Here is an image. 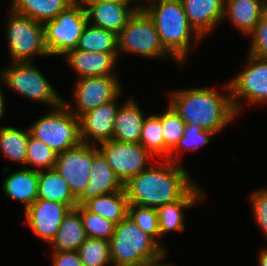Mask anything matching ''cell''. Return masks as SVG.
Segmentation results:
<instances>
[{
    "mask_svg": "<svg viewBox=\"0 0 267 266\" xmlns=\"http://www.w3.org/2000/svg\"><path fill=\"white\" fill-rule=\"evenodd\" d=\"M183 164L153 163L123 184L128 204L158 208L182 199L195 185Z\"/></svg>",
    "mask_w": 267,
    "mask_h": 266,
    "instance_id": "obj_1",
    "label": "cell"
},
{
    "mask_svg": "<svg viewBox=\"0 0 267 266\" xmlns=\"http://www.w3.org/2000/svg\"><path fill=\"white\" fill-rule=\"evenodd\" d=\"M167 95L168 104L185 124L197 125L215 134L223 131L238 118L232 105L228 82L223 84L222 91L214 86H197L169 91Z\"/></svg>",
    "mask_w": 267,
    "mask_h": 266,
    "instance_id": "obj_2",
    "label": "cell"
},
{
    "mask_svg": "<svg viewBox=\"0 0 267 266\" xmlns=\"http://www.w3.org/2000/svg\"><path fill=\"white\" fill-rule=\"evenodd\" d=\"M142 9L152 19L164 48L184 66L193 43L197 46L202 38L190 26L182 1L152 0Z\"/></svg>",
    "mask_w": 267,
    "mask_h": 266,
    "instance_id": "obj_3",
    "label": "cell"
},
{
    "mask_svg": "<svg viewBox=\"0 0 267 266\" xmlns=\"http://www.w3.org/2000/svg\"><path fill=\"white\" fill-rule=\"evenodd\" d=\"M109 244L113 266H143L167 254V251L128 215L115 225Z\"/></svg>",
    "mask_w": 267,
    "mask_h": 266,
    "instance_id": "obj_4",
    "label": "cell"
},
{
    "mask_svg": "<svg viewBox=\"0 0 267 266\" xmlns=\"http://www.w3.org/2000/svg\"><path fill=\"white\" fill-rule=\"evenodd\" d=\"M0 82L27 100L55 108L64 102V97L51 85L34 62H10L0 69Z\"/></svg>",
    "mask_w": 267,
    "mask_h": 266,
    "instance_id": "obj_5",
    "label": "cell"
},
{
    "mask_svg": "<svg viewBox=\"0 0 267 266\" xmlns=\"http://www.w3.org/2000/svg\"><path fill=\"white\" fill-rule=\"evenodd\" d=\"M118 56L126 53L148 59H174L175 63L183 66L164 48L152 19L142 9H138L129 18L126 26L117 35Z\"/></svg>",
    "mask_w": 267,
    "mask_h": 266,
    "instance_id": "obj_6",
    "label": "cell"
},
{
    "mask_svg": "<svg viewBox=\"0 0 267 266\" xmlns=\"http://www.w3.org/2000/svg\"><path fill=\"white\" fill-rule=\"evenodd\" d=\"M5 22L10 62H35L36 57H50L45 46L44 25L8 9Z\"/></svg>",
    "mask_w": 267,
    "mask_h": 266,
    "instance_id": "obj_7",
    "label": "cell"
},
{
    "mask_svg": "<svg viewBox=\"0 0 267 266\" xmlns=\"http://www.w3.org/2000/svg\"><path fill=\"white\" fill-rule=\"evenodd\" d=\"M44 115L30 124L33 137L44 142L57 154L81 143L79 118L64 104L48 109Z\"/></svg>",
    "mask_w": 267,
    "mask_h": 266,
    "instance_id": "obj_8",
    "label": "cell"
},
{
    "mask_svg": "<svg viewBox=\"0 0 267 266\" xmlns=\"http://www.w3.org/2000/svg\"><path fill=\"white\" fill-rule=\"evenodd\" d=\"M246 54L244 69L228 80L232 105L238 116L245 106L267 103V60Z\"/></svg>",
    "mask_w": 267,
    "mask_h": 266,
    "instance_id": "obj_9",
    "label": "cell"
},
{
    "mask_svg": "<svg viewBox=\"0 0 267 266\" xmlns=\"http://www.w3.org/2000/svg\"><path fill=\"white\" fill-rule=\"evenodd\" d=\"M88 23L85 8L75 1L55 19L44 25L45 46L50 56H63L76 49L79 39Z\"/></svg>",
    "mask_w": 267,
    "mask_h": 266,
    "instance_id": "obj_10",
    "label": "cell"
},
{
    "mask_svg": "<svg viewBox=\"0 0 267 266\" xmlns=\"http://www.w3.org/2000/svg\"><path fill=\"white\" fill-rule=\"evenodd\" d=\"M73 85V103L64 99V104L77 118L114 100L123 89L119 75L83 77Z\"/></svg>",
    "mask_w": 267,
    "mask_h": 266,
    "instance_id": "obj_11",
    "label": "cell"
},
{
    "mask_svg": "<svg viewBox=\"0 0 267 266\" xmlns=\"http://www.w3.org/2000/svg\"><path fill=\"white\" fill-rule=\"evenodd\" d=\"M97 148L123 184L152 164L153 155L140 143H122L111 139L100 143Z\"/></svg>",
    "mask_w": 267,
    "mask_h": 266,
    "instance_id": "obj_12",
    "label": "cell"
},
{
    "mask_svg": "<svg viewBox=\"0 0 267 266\" xmlns=\"http://www.w3.org/2000/svg\"><path fill=\"white\" fill-rule=\"evenodd\" d=\"M93 159V145L80 143L57 154L55 169L65 179L77 198L89 183Z\"/></svg>",
    "mask_w": 267,
    "mask_h": 266,
    "instance_id": "obj_13",
    "label": "cell"
},
{
    "mask_svg": "<svg viewBox=\"0 0 267 266\" xmlns=\"http://www.w3.org/2000/svg\"><path fill=\"white\" fill-rule=\"evenodd\" d=\"M71 209L66 204L37 199L24 211V221L36 237L49 245Z\"/></svg>",
    "mask_w": 267,
    "mask_h": 266,
    "instance_id": "obj_14",
    "label": "cell"
},
{
    "mask_svg": "<svg viewBox=\"0 0 267 266\" xmlns=\"http://www.w3.org/2000/svg\"><path fill=\"white\" fill-rule=\"evenodd\" d=\"M112 101L92 109L79 117L80 139L82 143L99 145L113 137L114 121L118 111L120 96Z\"/></svg>",
    "mask_w": 267,
    "mask_h": 266,
    "instance_id": "obj_15",
    "label": "cell"
},
{
    "mask_svg": "<svg viewBox=\"0 0 267 266\" xmlns=\"http://www.w3.org/2000/svg\"><path fill=\"white\" fill-rule=\"evenodd\" d=\"M62 57L75 71L76 79L92 76L118 75L116 71L118 53L87 52L80 49L67 51Z\"/></svg>",
    "mask_w": 267,
    "mask_h": 266,
    "instance_id": "obj_16",
    "label": "cell"
},
{
    "mask_svg": "<svg viewBox=\"0 0 267 266\" xmlns=\"http://www.w3.org/2000/svg\"><path fill=\"white\" fill-rule=\"evenodd\" d=\"M123 189V183L115 175L104 155L93 145V159L89 183L77 197V206L99 195L118 192Z\"/></svg>",
    "mask_w": 267,
    "mask_h": 266,
    "instance_id": "obj_17",
    "label": "cell"
},
{
    "mask_svg": "<svg viewBox=\"0 0 267 266\" xmlns=\"http://www.w3.org/2000/svg\"><path fill=\"white\" fill-rule=\"evenodd\" d=\"M190 26L202 38L223 22L225 0H181ZM218 25V26H217Z\"/></svg>",
    "mask_w": 267,
    "mask_h": 266,
    "instance_id": "obj_18",
    "label": "cell"
},
{
    "mask_svg": "<svg viewBox=\"0 0 267 266\" xmlns=\"http://www.w3.org/2000/svg\"><path fill=\"white\" fill-rule=\"evenodd\" d=\"M140 8L134 3L103 1L90 4L85 10L91 25L107 29L118 35L126 26L129 18Z\"/></svg>",
    "mask_w": 267,
    "mask_h": 266,
    "instance_id": "obj_19",
    "label": "cell"
},
{
    "mask_svg": "<svg viewBox=\"0 0 267 266\" xmlns=\"http://www.w3.org/2000/svg\"><path fill=\"white\" fill-rule=\"evenodd\" d=\"M205 191L198 183L180 200L157 208L160 238L169 232H184V210L197 206L206 199Z\"/></svg>",
    "mask_w": 267,
    "mask_h": 266,
    "instance_id": "obj_20",
    "label": "cell"
},
{
    "mask_svg": "<svg viewBox=\"0 0 267 266\" xmlns=\"http://www.w3.org/2000/svg\"><path fill=\"white\" fill-rule=\"evenodd\" d=\"M11 166H5L1 189L6 197L23 205L24 211L37 200L38 171L22 167L11 172ZM10 173V174H9Z\"/></svg>",
    "mask_w": 267,
    "mask_h": 266,
    "instance_id": "obj_21",
    "label": "cell"
},
{
    "mask_svg": "<svg viewBox=\"0 0 267 266\" xmlns=\"http://www.w3.org/2000/svg\"><path fill=\"white\" fill-rule=\"evenodd\" d=\"M134 96H129L118 108L112 140L139 143L146 115ZM137 101V102H136Z\"/></svg>",
    "mask_w": 267,
    "mask_h": 266,
    "instance_id": "obj_22",
    "label": "cell"
},
{
    "mask_svg": "<svg viewBox=\"0 0 267 266\" xmlns=\"http://www.w3.org/2000/svg\"><path fill=\"white\" fill-rule=\"evenodd\" d=\"M264 0H225L223 21L248 37L264 15Z\"/></svg>",
    "mask_w": 267,
    "mask_h": 266,
    "instance_id": "obj_23",
    "label": "cell"
},
{
    "mask_svg": "<svg viewBox=\"0 0 267 266\" xmlns=\"http://www.w3.org/2000/svg\"><path fill=\"white\" fill-rule=\"evenodd\" d=\"M37 199L59 202L72 209L77 206V198L55 168L38 172Z\"/></svg>",
    "mask_w": 267,
    "mask_h": 266,
    "instance_id": "obj_24",
    "label": "cell"
},
{
    "mask_svg": "<svg viewBox=\"0 0 267 266\" xmlns=\"http://www.w3.org/2000/svg\"><path fill=\"white\" fill-rule=\"evenodd\" d=\"M87 236L80 212L74 208L69 211L58 228L49 246L52 251H78Z\"/></svg>",
    "mask_w": 267,
    "mask_h": 266,
    "instance_id": "obj_25",
    "label": "cell"
},
{
    "mask_svg": "<svg viewBox=\"0 0 267 266\" xmlns=\"http://www.w3.org/2000/svg\"><path fill=\"white\" fill-rule=\"evenodd\" d=\"M75 0H10L9 7L16 13L45 23L53 20Z\"/></svg>",
    "mask_w": 267,
    "mask_h": 266,
    "instance_id": "obj_26",
    "label": "cell"
},
{
    "mask_svg": "<svg viewBox=\"0 0 267 266\" xmlns=\"http://www.w3.org/2000/svg\"><path fill=\"white\" fill-rule=\"evenodd\" d=\"M128 199L124 188L118 192L99 195L83 206L94 214L118 224L128 215Z\"/></svg>",
    "mask_w": 267,
    "mask_h": 266,
    "instance_id": "obj_27",
    "label": "cell"
},
{
    "mask_svg": "<svg viewBox=\"0 0 267 266\" xmlns=\"http://www.w3.org/2000/svg\"><path fill=\"white\" fill-rule=\"evenodd\" d=\"M30 134L29 127L25 130L11 125L0 126V154H4L10 163L23 164L26 167Z\"/></svg>",
    "mask_w": 267,
    "mask_h": 266,
    "instance_id": "obj_28",
    "label": "cell"
},
{
    "mask_svg": "<svg viewBox=\"0 0 267 266\" xmlns=\"http://www.w3.org/2000/svg\"><path fill=\"white\" fill-rule=\"evenodd\" d=\"M77 49L87 52L118 53L117 35L88 22L79 39Z\"/></svg>",
    "mask_w": 267,
    "mask_h": 266,
    "instance_id": "obj_29",
    "label": "cell"
},
{
    "mask_svg": "<svg viewBox=\"0 0 267 266\" xmlns=\"http://www.w3.org/2000/svg\"><path fill=\"white\" fill-rule=\"evenodd\" d=\"M139 143L157 160L165 159V139L161 119L156 113L146 115Z\"/></svg>",
    "mask_w": 267,
    "mask_h": 266,
    "instance_id": "obj_30",
    "label": "cell"
},
{
    "mask_svg": "<svg viewBox=\"0 0 267 266\" xmlns=\"http://www.w3.org/2000/svg\"><path fill=\"white\" fill-rule=\"evenodd\" d=\"M215 133L201 129L197 125L186 124L183 137L179 140L177 146L170 152L168 160L182 164L180 155L184 151H197L199 148L209 145L211 137Z\"/></svg>",
    "mask_w": 267,
    "mask_h": 266,
    "instance_id": "obj_31",
    "label": "cell"
},
{
    "mask_svg": "<svg viewBox=\"0 0 267 266\" xmlns=\"http://www.w3.org/2000/svg\"><path fill=\"white\" fill-rule=\"evenodd\" d=\"M167 106L162 113L156 114L161 119L162 133L165 139V159L169 157L170 152L183 137L186 126L177 112L169 104Z\"/></svg>",
    "mask_w": 267,
    "mask_h": 266,
    "instance_id": "obj_32",
    "label": "cell"
},
{
    "mask_svg": "<svg viewBox=\"0 0 267 266\" xmlns=\"http://www.w3.org/2000/svg\"><path fill=\"white\" fill-rule=\"evenodd\" d=\"M78 253L83 266H113L107 240L87 237Z\"/></svg>",
    "mask_w": 267,
    "mask_h": 266,
    "instance_id": "obj_33",
    "label": "cell"
},
{
    "mask_svg": "<svg viewBox=\"0 0 267 266\" xmlns=\"http://www.w3.org/2000/svg\"><path fill=\"white\" fill-rule=\"evenodd\" d=\"M57 153L31 134L27 144L26 167L34 171L54 169ZM31 166V167H30Z\"/></svg>",
    "mask_w": 267,
    "mask_h": 266,
    "instance_id": "obj_34",
    "label": "cell"
},
{
    "mask_svg": "<svg viewBox=\"0 0 267 266\" xmlns=\"http://www.w3.org/2000/svg\"><path fill=\"white\" fill-rule=\"evenodd\" d=\"M81 214L83 227L87 237L109 241L114 233L115 225L104 217L88 211L83 205L75 207Z\"/></svg>",
    "mask_w": 267,
    "mask_h": 266,
    "instance_id": "obj_35",
    "label": "cell"
},
{
    "mask_svg": "<svg viewBox=\"0 0 267 266\" xmlns=\"http://www.w3.org/2000/svg\"><path fill=\"white\" fill-rule=\"evenodd\" d=\"M128 216L145 233L152 236L168 252V250L163 245V243L159 242L158 240L160 239V231H159V224H158L157 208L129 204L128 205Z\"/></svg>",
    "mask_w": 267,
    "mask_h": 266,
    "instance_id": "obj_36",
    "label": "cell"
},
{
    "mask_svg": "<svg viewBox=\"0 0 267 266\" xmlns=\"http://www.w3.org/2000/svg\"><path fill=\"white\" fill-rule=\"evenodd\" d=\"M248 198L254 221L267 239V187L256 189Z\"/></svg>",
    "mask_w": 267,
    "mask_h": 266,
    "instance_id": "obj_37",
    "label": "cell"
},
{
    "mask_svg": "<svg viewBox=\"0 0 267 266\" xmlns=\"http://www.w3.org/2000/svg\"><path fill=\"white\" fill-rule=\"evenodd\" d=\"M248 37L249 40L251 39L248 53L267 60V16L265 14Z\"/></svg>",
    "mask_w": 267,
    "mask_h": 266,
    "instance_id": "obj_38",
    "label": "cell"
},
{
    "mask_svg": "<svg viewBox=\"0 0 267 266\" xmlns=\"http://www.w3.org/2000/svg\"><path fill=\"white\" fill-rule=\"evenodd\" d=\"M52 266H83L78 251H50Z\"/></svg>",
    "mask_w": 267,
    "mask_h": 266,
    "instance_id": "obj_39",
    "label": "cell"
},
{
    "mask_svg": "<svg viewBox=\"0 0 267 266\" xmlns=\"http://www.w3.org/2000/svg\"><path fill=\"white\" fill-rule=\"evenodd\" d=\"M103 1H114L120 3L132 4L135 0H78V2L86 9L90 4L103 2Z\"/></svg>",
    "mask_w": 267,
    "mask_h": 266,
    "instance_id": "obj_40",
    "label": "cell"
},
{
    "mask_svg": "<svg viewBox=\"0 0 267 266\" xmlns=\"http://www.w3.org/2000/svg\"><path fill=\"white\" fill-rule=\"evenodd\" d=\"M258 252V266H267V246L261 247Z\"/></svg>",
    "mask_w": 267,
    "mask_h": 266,
    "instance_id": "obj_41",
    "label": "cell"
},
{
    "mask_svg": "<svg viewBox=\"0 0 267 266\" xmlns=\"http://www.w3.org/2000/svg\"><path fill=\"white\" fill-rule=\"evenodd\" d=\"M4 95H5V92L3 91V88H2V85H1V82H0V121L4 117L6 109H7L6 103H5L6 100H5V96Z\"/></svg>",
    "mask_w": 267,
    "mask_h": 266,
    "instance_id": "obj_42",
    "label": "cell"
},
{
    "mask_svg": "<svg viewBox=\"0 0 267 266\" xmlns=\"http://www.w3.org/2000/svg\"><path fill=\"white\" fill-rule=\"evenodd\" d=\"M165 258L167 259V254L161 259L151 263L144 264L143 266H175V264L172 265L171 262L170 263L163 262Z\"/></svg>",
    "mask_w": 267,
    "mask_h": 266,
    "instance_id": "obj_43",
    "label": "cell"
},
{
    "mask_svg": "<svg viewBox=\"0 0 267 266\" xmlns=\"http://www.w3.org/2000/svg\"><path fill=\"white\" fill-rule=\"evenodd\" d=\"M150 1H152V0H135V2H137L135 4L139 5L142 8L146 3L150 2Z\"/></svg>",
    "mask_w": 267,
    "mask_h": 266,
    "instance_id": "obj_44",
    "label": "cell"
},
{
    "mask_svg": "<svg viewBox=\"0 0 267 266\" xmlns=\"http://www.w3.org/2000/svg\"><path fill=\"white\" fill-rule=\"evenodd\" d=\"M264 7H265L264 14L267 16V0H264Z\"/></svg>",
    "mask_w": 267,
    "mask_h": 266,
    "instance_id": "obj_45",
    "label": "cell"
}]
</instances>
